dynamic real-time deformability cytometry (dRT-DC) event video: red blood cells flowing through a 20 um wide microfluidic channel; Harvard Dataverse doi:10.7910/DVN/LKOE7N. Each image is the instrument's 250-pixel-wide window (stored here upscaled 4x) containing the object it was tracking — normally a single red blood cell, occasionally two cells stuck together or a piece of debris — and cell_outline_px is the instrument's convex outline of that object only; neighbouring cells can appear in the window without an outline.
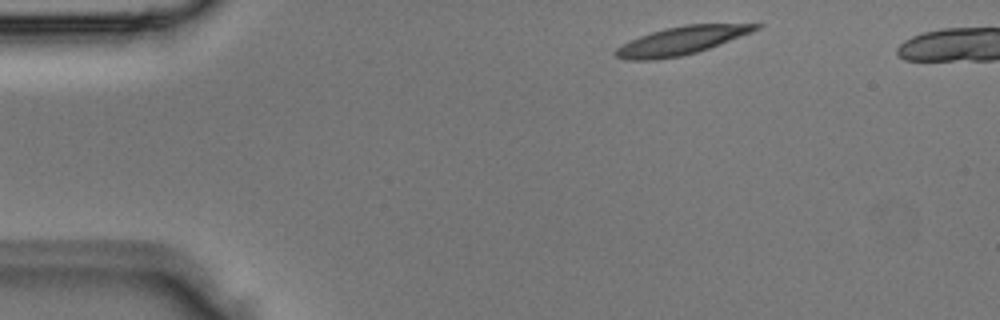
{"species": "Egyptian fruit bat (a non-hibernating species)", "species_latin": "Rousettus aegyptiacus", "temperature_condition": "room temperature", "stored_images_in_passage": 3, "camera_frame_rate_fps": 3000, "um_per_image_px": 0.085, "animal": {"sex": "male"}, "frame": {"image": 1, "passage_image": 1, "time_ms": 0.0, "image_size_px": [1000, 320], "cell_outline_px": [[764, 24], [760, 28], [752, 32], [720, 44], [696, 52], [680, 56], [656, 60], [624, 60], [616, 56], [612, 52], [616, 48], [640, 36], [652, 32], [684, 24]], "centroid_in_image_um": [57.9, 3.46], "position_along_channel_um": 27.1, "area_um2": 22.66}}